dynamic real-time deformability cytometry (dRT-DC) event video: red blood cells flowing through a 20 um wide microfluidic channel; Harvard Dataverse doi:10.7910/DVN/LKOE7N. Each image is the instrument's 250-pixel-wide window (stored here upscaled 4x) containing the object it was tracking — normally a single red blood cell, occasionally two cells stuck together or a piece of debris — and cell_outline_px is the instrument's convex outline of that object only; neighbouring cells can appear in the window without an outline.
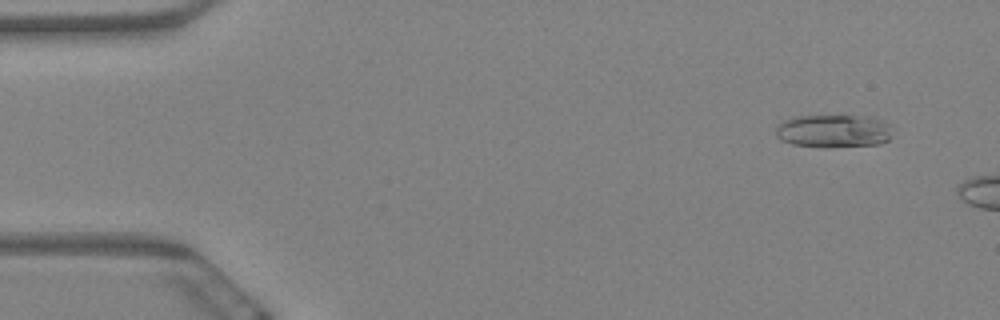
{"species": "Egyptian fruit bat (a non-hibernating species)", "species_latin": "Rousettus aegyptiacus", "temperature_condition": "warm", "stored_images_in_passage": 4, "camera_frame_rate_fps": 3000, "um_per_image_px": 0.085, "animal": {"sex": "female"}, "frame": {"image": 1, "passage_image": 2, "time_ms": 0.333, "image_size_px": [1000, 320], "cell_outline_px": [[892, 136], [888, 140], [880, 144], [828, 148], [824, 148], [792, 144], [780, 140], [776, 136], [776, 124], [792, 116], [872, 116], [884, 120], [892, 124]], "centroid_in_image_um": [70.88, 11.14], "position_along_channel_um": 14.1, "area_um2": 23.18}}